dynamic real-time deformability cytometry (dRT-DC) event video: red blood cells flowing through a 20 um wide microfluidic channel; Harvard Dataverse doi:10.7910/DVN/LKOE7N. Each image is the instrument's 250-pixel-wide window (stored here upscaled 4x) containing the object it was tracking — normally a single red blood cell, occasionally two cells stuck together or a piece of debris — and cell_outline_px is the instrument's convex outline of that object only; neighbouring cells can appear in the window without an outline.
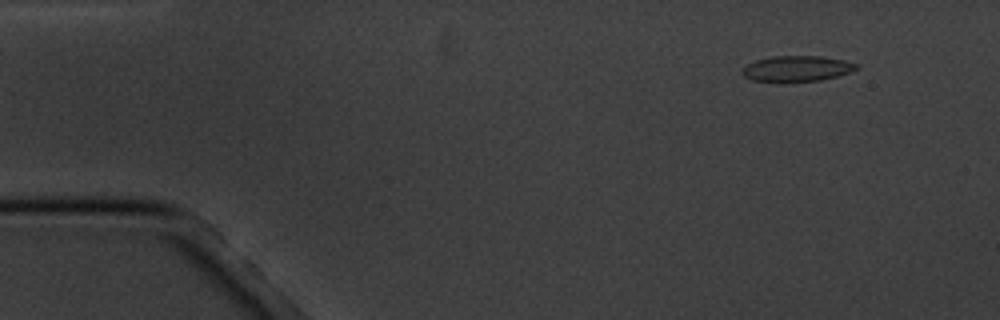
{"species": "common noctule bat (a hibernating species)", "species_latin": "Nyctalus noctula", "temperature_condition": "cold", "stored_images_in_passage": 4, "camera_frame_rate_fps": 3000, "um_per_image_px": 0.085, "animal": {"sex": "male", "body_mass_g": 20.1, "forearm_length_mm": 53.5}, "frame": {"image": 1, "passage_image": 1, "time_ms": 0.0, "image_size_px": [1000, 320], "cell_outline_px": [[860, 68], [836, 76], [820, 80], [752, 80], [744, 76], [740, 72], [748, 64], [756, 60], [772, 56], [820, 56], [844, 60], [860, 64]], "centroid_in_image_um": [67.77, 5.8], "position_along_channel_um": 17.2, "area_um2": 16.59}}
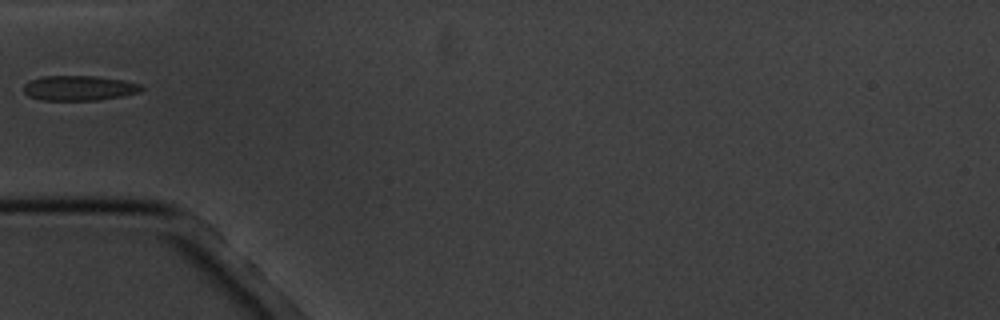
{"frame": {"image": 2, "passage_image": 4, "time_ms": 4.333, "image_size_px": [1000, 320], "cell_outline_px": [[144, 88], [140, 92], [100, 100], [44, 100], [28, 96], [24, 92], [24, 84], [32, 80], [44, 76], [96, 76], [124, 80], [140, 84]], "centroid_in_image_um": [6.74, 7.48], "position_along_channel_um": 78.3, "area_um2": 17.05}}